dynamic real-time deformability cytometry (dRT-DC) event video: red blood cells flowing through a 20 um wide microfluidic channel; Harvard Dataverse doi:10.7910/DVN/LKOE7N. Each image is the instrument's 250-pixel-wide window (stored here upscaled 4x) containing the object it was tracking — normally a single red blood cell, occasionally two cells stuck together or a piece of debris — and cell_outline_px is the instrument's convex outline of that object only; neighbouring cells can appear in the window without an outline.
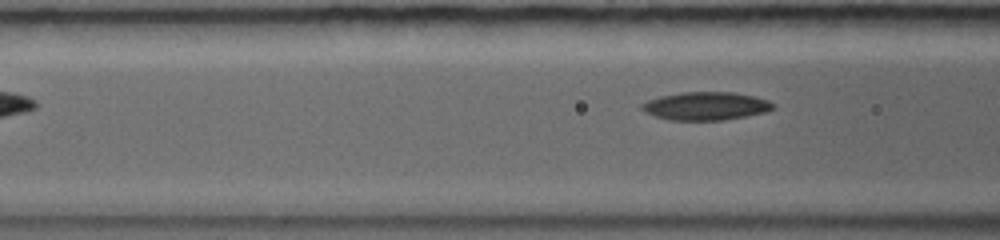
{"species": "common noctule bat (a hibernating species)", "species_latin": "Nyctalus noctula", "temperature_condition": "warm", "stored_images_in_passage": 5, "camera_frame_rate_fps": 5000, "um_per_image_px": 0.085, "animal": {"sex": "female", "body_mass_g": 19.0, "forearm_length_mm": 56.7}, "frame": {"image": 1, "passage_image": 5, "time_ms": 3.6, "image_size_px": [1000, 240], "cell_outline_px": [[776, 108], [764, 112], [724, 120], [668, 120], [644, 112], [640, 108], [640, 104], [648, 100], [660, 96], [680, 92], [732, 92], [752, 96], [768, 100], [776, 104]], "centroid_in_image_um": [59.97, 9.01], "position_along_channel_um": 106.6, "area_um2": 21.56}}